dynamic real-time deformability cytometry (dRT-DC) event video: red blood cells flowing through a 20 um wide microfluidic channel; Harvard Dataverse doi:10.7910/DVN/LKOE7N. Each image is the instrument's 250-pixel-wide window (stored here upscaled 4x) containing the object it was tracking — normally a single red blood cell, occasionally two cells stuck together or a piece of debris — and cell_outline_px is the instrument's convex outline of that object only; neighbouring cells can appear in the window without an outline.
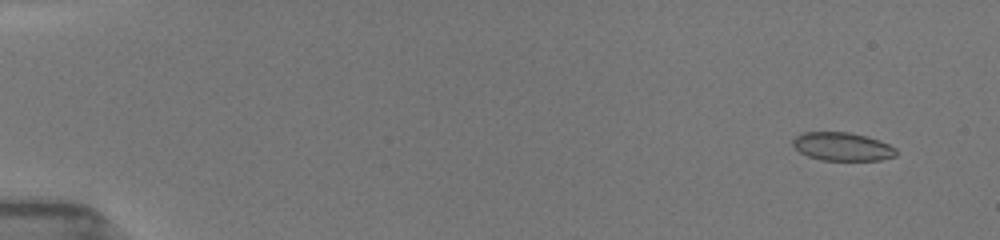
{"species": "common noctule bat (a hibernating species)", "species_latin": "Nyctalus noctula", "temperature_condition": "room temperature", "stored_images_in_passage": 57, "camera_frame_rate_fps": 3000, "um_per_image_px": 0.085, "animal": {"sex": "female", "body_mass_g": 19.5, "forearm_length_mm": 54.1}, "frame": {"image": 1, "passage_image": 5, "time_ms": 1.0, "image_size_px": [1000, 240], "cell_outline_px": [[896, 156], [880, 160], [820, 160], [808, 156], [800, 152], [792, 144], [792, 140], [800, 132], [848, 132], [880, 140], [896, 148]], "centroid_in_image_um": [71.58, 12.46], "position_along_channel_um": 13.4, "area_um2": 17.05}}
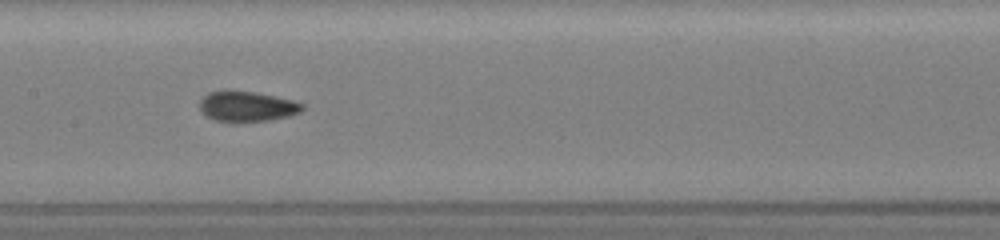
{"frame": {"image": 2, "passage_image": 23, "time_ms": 9.0, "image_size_px": [1000, 240], "cell_outline_px": [[304, 108], [300, 112], [288, 116], [268, 120], [216, 120], [200, 112], [200, 100], [208, 92], [224, 88], [228, 88], [256, 92], [292, 100], [304, 104]], "centroid_in_image_um": [20.96, 8.98], "position_along_channel_um": 186.4, "area_um2": 18.09}}
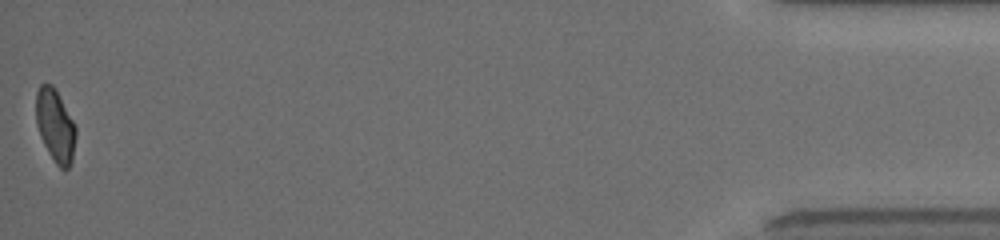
{"frame": {"image": 3, "passage_image": 57, "time_ms": 17.333, "image_size_px": [1000, 240], "cell_outline_px": [[76, 136], [72, 160], [68, 168], [60, 168], [56, 164], [48, 152], [40, 136], [36, 124], [36, 92], [40, 84], [52, 84], [56, 88], [76, 128]], "centroid_in_image_um": [4.69, 10.66], "position_along_channel_um": 430.5, "area_um2": 16.82}, "authors_computed_cell_mechanics": {"area_um2": 17.3978, "velocity_mm_per_s": 3.9581, "shape_relaxation_time_tau1_ms": null, "shape_relaxation_time_tau2_ms": 1.4964, "deformation_change_tau1": null, "deformation_change_tau2": 0.0438}}